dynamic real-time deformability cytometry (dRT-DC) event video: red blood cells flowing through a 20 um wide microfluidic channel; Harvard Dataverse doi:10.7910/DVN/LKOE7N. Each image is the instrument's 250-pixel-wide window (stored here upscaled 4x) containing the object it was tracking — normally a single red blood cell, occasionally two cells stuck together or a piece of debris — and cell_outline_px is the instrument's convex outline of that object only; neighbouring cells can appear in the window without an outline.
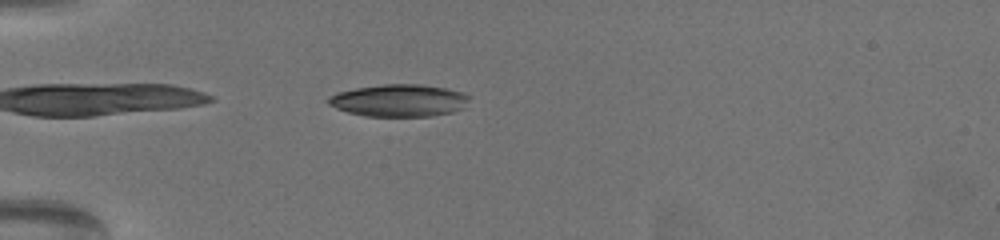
{"species": "common noctule bat (a hibernating species)", "species_latin": "Nyctalus noctula", "temperature_condition": "warm", "stored_images_in_passage": 47, "camera_frame_rate_fps": 3000, "um_per_image_px": 0.085, "animal": {"sex": "female", "body_mass_g": 19.5, "forearm_length_mm": 54.1}, "frame": {"image": 1, "passage_image": 3, "time_ms": 0.667, "image_size_px": [1000, 240], "cell_outline_px": [[472, 96], [464, 108], [452, 112], [432, 116], [364, 116], [348, 112], [336, 108], [328, 104], [324, 100], [328, 96], [336, 92], [356, 88], [384, 84], [420, 84], [444, 88], [464, 92]], "centroid_in_image_um": [33.92, 8.54], "position_along_channel_um": 51.1, "area_um2": 26.82}}
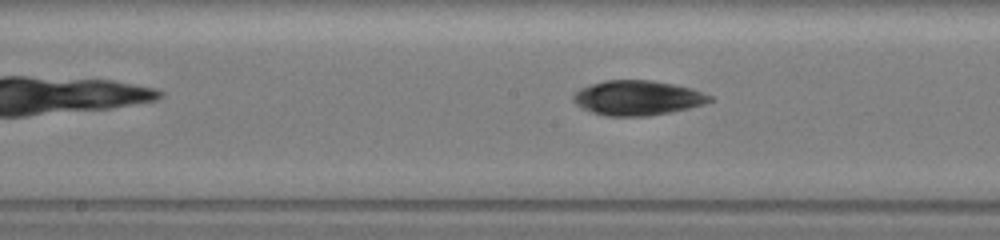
{"frame": {"image": 2, "passage_image": 18, "time_ms": 5.667, "image_size_px": [1000, 240], "cell_outline_px": [[716, 100], [704, 104], [688, 108], [648, 116], [608, 116], [592, 112], [576, 104], [572, 100], [572, 96], [580, 88], [604, 80], [652, 80], [692, 88], [712, 96]], "centroid_in_image_um": [54.21, 8.31], "position_along_channel_um": 194.0, "area_um2": 27.57}}
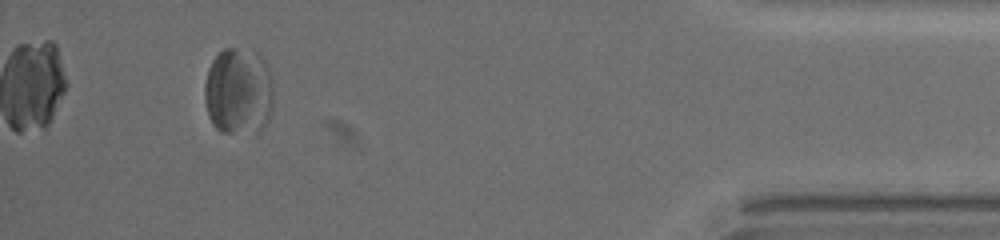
{"frame": {"image": 3, "passage_image": 43, "time_ms": 14.0, "image_size_px": [1000, 240], "cell_outline_px": [[272, 108], [268, 120], [256, 132], [224, 132], [216, 128], [212, 124], [208, 116], [204, 100], [204, 84], [208, 68], [212, 60], [224, 48], [252, 48], [268, 64], [272, 76]], "centroid_in_image_um": [20.27, 7.72], "position_along_channel_um": 414.9, "area_um2": 35.55}}